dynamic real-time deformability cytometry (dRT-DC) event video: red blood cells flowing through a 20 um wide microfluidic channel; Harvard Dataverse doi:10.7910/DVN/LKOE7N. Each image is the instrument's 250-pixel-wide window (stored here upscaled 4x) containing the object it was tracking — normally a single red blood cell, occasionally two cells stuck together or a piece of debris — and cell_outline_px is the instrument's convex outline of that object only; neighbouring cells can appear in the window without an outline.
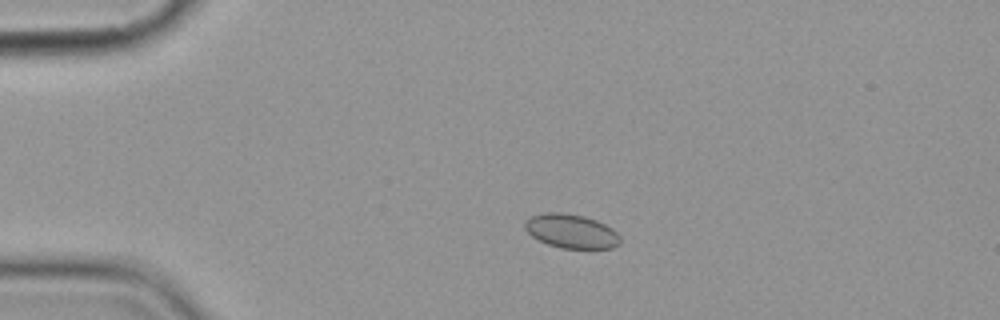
{"species": "common noctule bat (a hibernating species)", "species_latin": "Nyctalus noctula", "temperature_condition": "cold", "stored_images_in_passage": 10, "camera_frame_rate_fps": 3000, "um_per_image_px": 0.085, "animal": {"sex": "female", "body_mass_g": 19.9}, "frame": {"image": 1, "passage_image": 3, "time_ms": 2.667, "image_size_px": [1000, 320], "cell_outline_px": [[620, 244], [612, 248], [560, 248], [548, 244], [532, 236], [524, 228], [524, 220], [532, 216], [548, 212], [564, 212], [584, 216], [596, 220], [612, 228], [620, 236]], "centroid_in_image_um": [48.55, 19.64], "position_along_channel_um": 36.4, "area_um2": 18.9}}
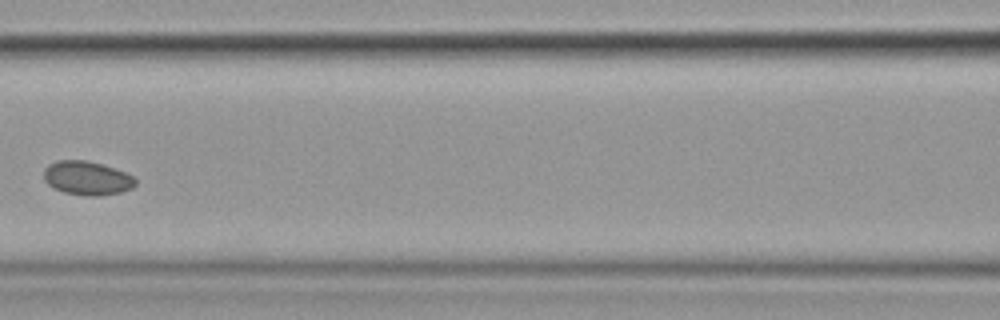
{"frame": {"image": 2, "passage_image": 7, "time_ms": 7.333, "image_size_px": [1000, 320], "cell_outline_px": [[136, 184], [132, 188], [120, 192], [100, 196], [84, 196], [64, 192], [48, 184], [44, 180], [44, 168], [48, 164], [56, 160], [84, 160], [104, 164], [136, 176]], "centroid_in_image_um": [7.42, 15.13], "position_along_channel_um": 159.2, "area_um2": 18.32}}
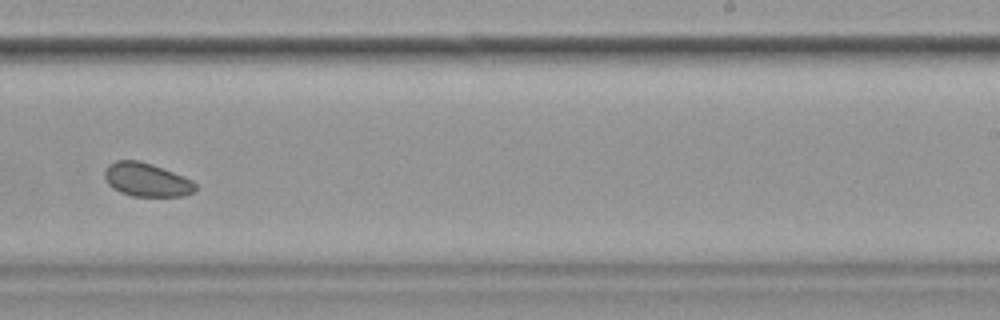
{"frame": {"image": 3, "passage_image": 10, "time_ms": 10.667, "image_size_px": [1000, 320], "cell_outline_px": [[196, 188], [192, 192], [184, 196], [132, 196], [120, 192], [112, 188], [108, 184], [104, 176], [104, 172], [108, 164], [116, 160], [140, 160], [152, 164], [192, 180], [196, 184]], "centroid_in_image_um": [12.42, 15.27], "position_along_channel_um": 276.6, "area_um2": 17.74}}